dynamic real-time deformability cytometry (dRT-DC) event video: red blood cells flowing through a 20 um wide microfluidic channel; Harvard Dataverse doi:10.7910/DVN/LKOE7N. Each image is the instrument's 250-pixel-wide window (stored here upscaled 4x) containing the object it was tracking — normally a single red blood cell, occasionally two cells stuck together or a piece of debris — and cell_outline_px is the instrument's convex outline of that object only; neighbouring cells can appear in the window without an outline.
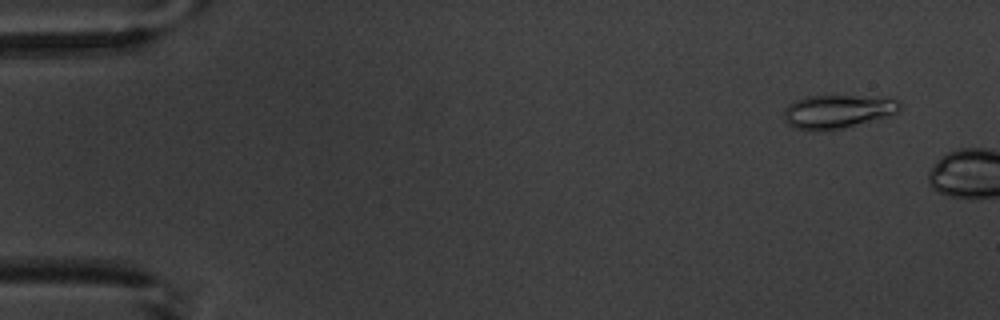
{"species": "common noctule bat (a hibernating species)", "species_latin": "Nyctalus noctula", "temperature_condition": "warm", "stored_images_in_passage": 2, "camera_frame_rate_fps": 3000, "um_per_image_px": 0.085, "animal": {"sex": "male", "body_mass_g": 20.1, "forearm_length_mm": 53.5}, "frame": {"image": 1, "passage_image": 1, "time_ms": 0.0, "image_size_px": [1000, 320], "cell_outline_px": [[904, 104], [892, 116], [840, 128], [812, 132], [796, 128], [788, 124], [784, 120], [784, 108], [788, 104], [804, 96], [856, 96], [900, 100]], "centroid_in_image_um": [71.17, 9.48], "position_along_channel_um": 13.8, "area_um2": 22.72}}